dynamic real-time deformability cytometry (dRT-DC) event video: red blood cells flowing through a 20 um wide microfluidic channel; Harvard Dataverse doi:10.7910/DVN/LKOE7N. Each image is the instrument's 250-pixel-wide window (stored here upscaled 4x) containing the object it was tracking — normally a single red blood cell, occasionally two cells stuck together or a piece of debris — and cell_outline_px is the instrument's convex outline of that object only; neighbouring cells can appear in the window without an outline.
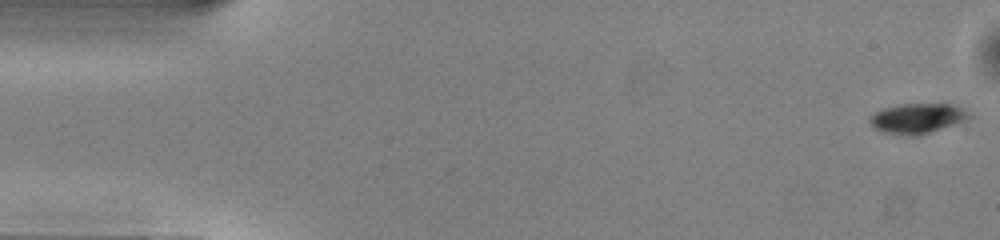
{"species": "common noctule bat (a hibernating species)", "species_latin": "Nyctalus noctula", "temperature_condition": "warm", "stored_images_in_passage": 51, "camera_frame_rate_fps": 3000, "um_per_image_px": 0.085, "animal": {"sex": "male", "body_mass_g": 13.0, "forearm_length_mm": 53.1}, "frame": {"image": 1, "passage_image": 1, "time_ms": 0.0, "image_size_px": [1000, 240], "cell_outline_px": [[968, 116], [964, 120], [916, 136], [908, 136], [884, 132], [876, 128], [868, 120], [876, 112], [884, 108], [900, 104], [952, 104], [960, 108]], "centroid_in_image_um": [77.89, 10.06], "position_along_channel_um": 7.1, "area_um2": 16.59}}
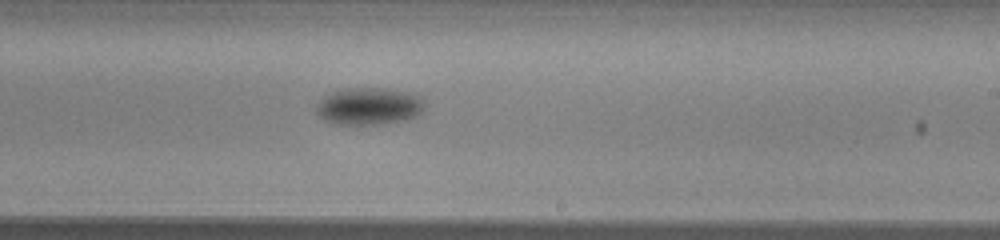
{"frame": {"image": 2, "passage_image": 30, "time_ms": 9.667, "image_size_px": [1000, 240], "cell_outline_px": [[424, 112], [416, 116], [400, 120], [380, 124], [340, 124], [324, 120], [316, 112], [316, 104], [324, 96], [340, 88], [388, 88], [408, 92], [420, 96], [424, 100]], "centroid_in_image_um": [31.37, 9.01], "position_along_channel_um": 257.6, "area_um2": 23.58}}
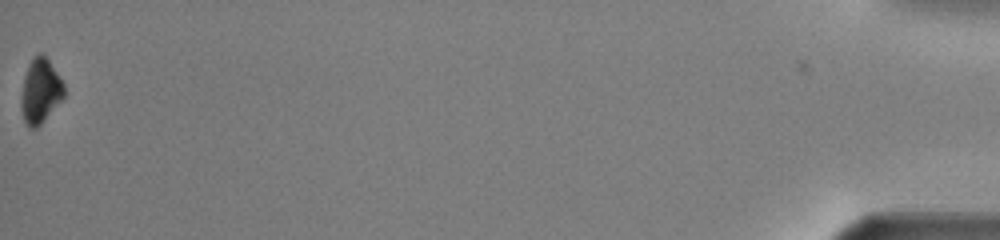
{"frame": {"image": 3, "passage_image": 51, "time_ms": 16.667, "image_size_px": [1000, 240], "cell_outline_px": [[64, 96], [44, 120], [36, 128], [28, 128], [24, 120], [20, 108], [20, 96], [24, 76], [28, 64], [40, 52], [48, 60], [60, 76], [64, 84]], "centroid_in_image_um": [3.4, 7.75], "position_along_channel_um": 431.8, "area_um2": 16.07}, "authors_computed_cell_mechanics": {"area_um2": 20.519, "velocity_mm_per_s": 4.0298, "shape_relaxation_time_tau1_ms": 3.0671, "shape_relaxation_time_tau2_ms": null, "deformation_change_tau1": 0.0923, "deformation_change_tau2": null}}